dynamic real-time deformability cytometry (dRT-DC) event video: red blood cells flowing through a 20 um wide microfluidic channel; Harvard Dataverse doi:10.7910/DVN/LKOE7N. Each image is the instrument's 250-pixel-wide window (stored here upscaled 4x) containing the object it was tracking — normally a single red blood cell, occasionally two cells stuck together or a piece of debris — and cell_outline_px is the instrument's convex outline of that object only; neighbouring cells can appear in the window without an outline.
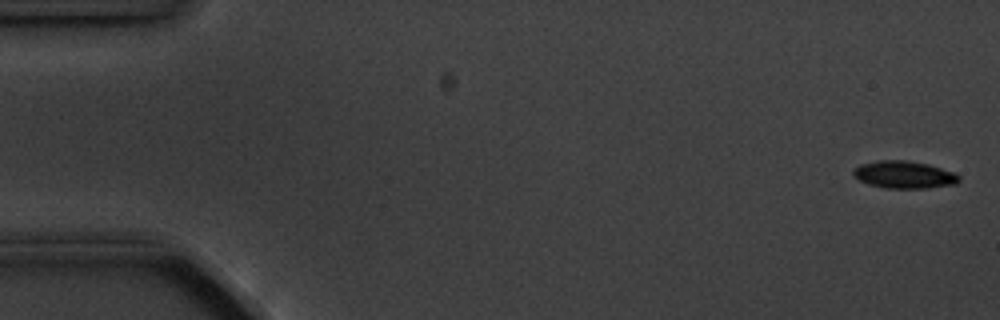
{"species": "common noctule bat (a hibernating species)", "species_latin": "Nyctalus noctula", "temperature_condition": "cold", "stored_images_in_passage": 5, "camera_frame_rate_fps": 3000, "um_per_image_px": 0.085, "animal": {"sex": "male", "body_mass_g": 20.1, "forearm_length_mm": 53.5}, "frame": {"image": 1, "passage_image": 1, "time_ms": 0.0, "image_size_px": [1000, 320], "cell_outline_px": [[960, 180], [956, 184], [928, 188], [884, 188], [868, 184], [860, 180], [852, 172], [860, 164], [880, 160], [904, 160], [928, 164], [952, 172], [960, 176]], "centroid_in_image_um": [76.86, 14.85], "position_along_channel_um": 8.1, "area_um2": 16.7}}
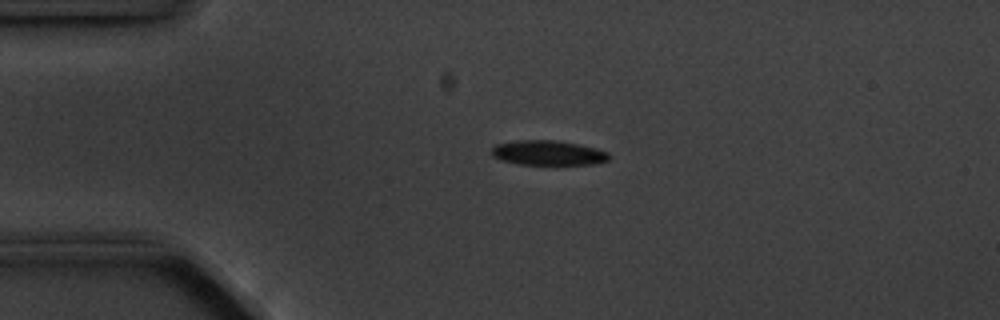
{"frame": {"image": 2, "passage_image": 4, "time_ms": 3.667, "image_size_px": [1000, 320], "cell_outline_px": [[608, 160], [592, 164], [520, 164], [504, 160], [492, 156], [492, 148], [496, 144], [516, 140], [556, 140], [596, 148], [608, 152]], "centroid_in_image_um": [46.57, 12.98], "position_along_channel_um": 38.4, "area_um2": 16.65}}